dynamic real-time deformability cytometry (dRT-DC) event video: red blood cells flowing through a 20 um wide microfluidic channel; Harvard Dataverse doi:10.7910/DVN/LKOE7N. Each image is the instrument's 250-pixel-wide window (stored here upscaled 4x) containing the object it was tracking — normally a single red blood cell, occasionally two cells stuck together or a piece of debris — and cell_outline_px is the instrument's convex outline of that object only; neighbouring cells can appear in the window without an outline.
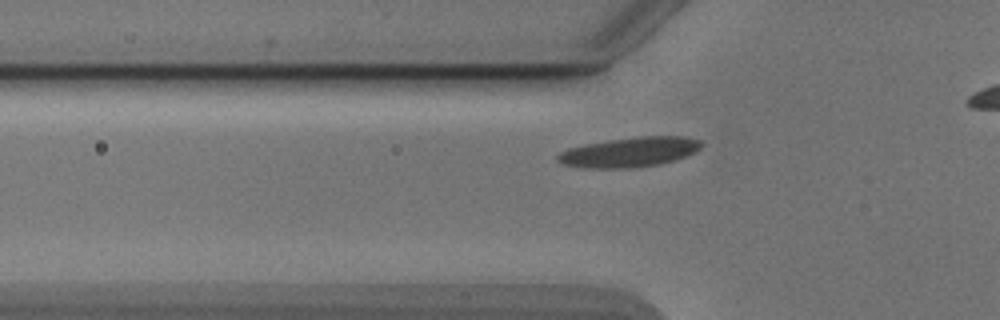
{"species": "Egyptian fruit bat (a non-hibernating species)", "species_latin": "Rousettus aegyptiacus", "temperature_condition": "cold", "stored_images_in_passage": 40, "camera_frame_rate_fps": 3000, "um_per_image_px": 0.085, "animal": {"sex": "male"}, "frame": {"image": 1, "passage_image": 12, "time_ms": 3.667, "image_size_px": [1000, 320], "cell_outline_px": [[704, 144], [696, 152], [660, 164], [632, 168], [580, 168], [564, 164], [556, 160], [556, 156], [560, 152], [568, 148], [584, 144], [608, 140], [640, 136], [684, 136], [700, 140]], "centroid_in_image_um": [53.49, 12.93], "position_along_channel_um": 72.3, "area_um2": 25.09}}
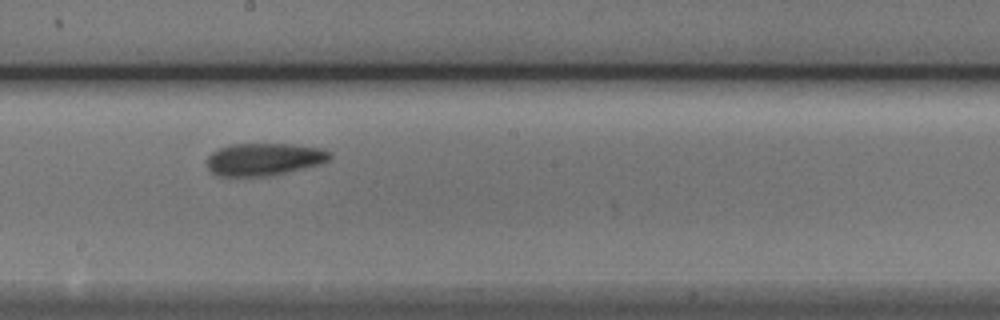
{"frame": {"image": 2, "passage_image": 24, "time_ms": 7.667, "image_size_px": [1000, 320], "cell_outline_px": [[332, 156], [328, 160], [320, 164], [268, 176], [220, 176], [212, 172], [208, 168], [208, 156], [212, 152], [220, 148], [232, 144], [292, 144], [324, 148], [332, 152]], "centroid_in_image_um": [22.48, 13.53], "position_along_channel_um": 225.7, "area_um2": 23.18}}
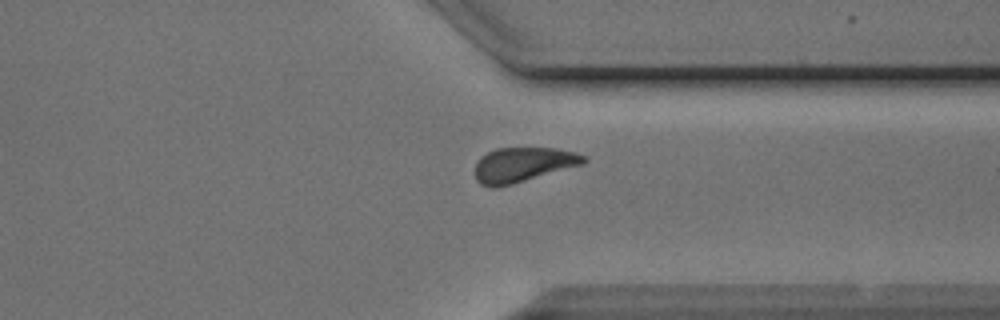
{"frame": {"image": 3, "passage_image": 35, "time_ms": 11.333, "image_size_px": [1000, 320], "cell_outline_px": [[588, 160], [584, 164], [512, 184], [496, 188], [492, 188], [480, 184], [476, 180], [476, 164], [480, 156], [496, 148], [556, 148], [576, 152], [588, 156]], "centroid_in_image_um": [44.48, 13.99], "position_along_channel_um": 366.9, "area_um2": 22.14}}